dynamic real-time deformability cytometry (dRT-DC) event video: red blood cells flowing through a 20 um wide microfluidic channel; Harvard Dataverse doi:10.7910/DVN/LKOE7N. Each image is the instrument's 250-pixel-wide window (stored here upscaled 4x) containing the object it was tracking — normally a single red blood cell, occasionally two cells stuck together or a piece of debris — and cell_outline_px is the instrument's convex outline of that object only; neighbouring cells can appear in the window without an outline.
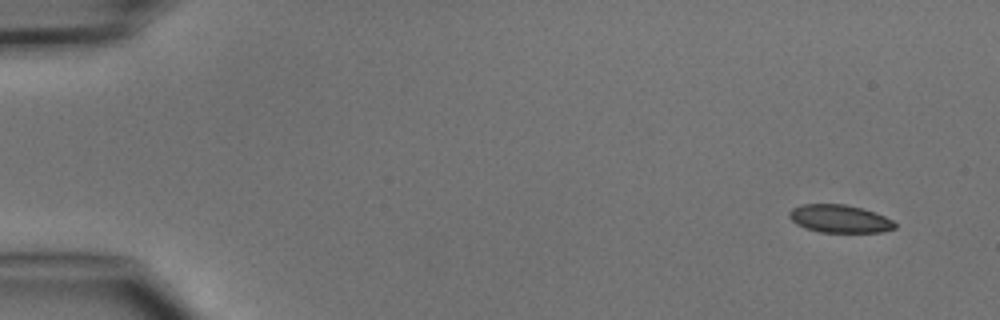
{"species": "common noctule bat (a hibernating species)", "species_latin": "Nyctalus noctula", "temperature_condition": "cold", "stored_images_in_passage": 2, "segment_of_instrument_passage": [2, 2], "camera_frame_rate_fps": 3000, "um_per_image_px": 0.085, "animal": {"sex": "male", "body_mass_g": 15.6}, "frame": {"image": 1, "passage_image": 2, "time_ms": 2.333, "image_size_px": [1000, 320], "cell_outline_px": [[896, 228], [884, 232], [820, 232], [804, 228], [796, 224], [788, 216], [788, 212], [792, 208], [800, 204], [844, 204], [876, 212], [892, 220], [896, 224]], "centroid_in_image_um": [71.35, 18.59], "position_along_channel_um": 13.7, "area_um2": 17.28}}